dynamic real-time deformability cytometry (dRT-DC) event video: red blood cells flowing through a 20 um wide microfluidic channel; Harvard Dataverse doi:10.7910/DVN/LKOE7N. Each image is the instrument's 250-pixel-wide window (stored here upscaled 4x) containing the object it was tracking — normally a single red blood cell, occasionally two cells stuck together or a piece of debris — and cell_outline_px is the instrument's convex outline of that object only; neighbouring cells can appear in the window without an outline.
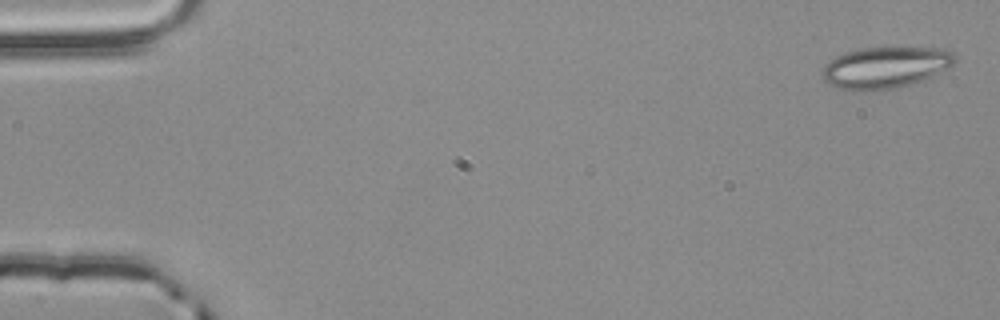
{"species": "common noctule bat (a hibernating species)", "species_latin": "Nyctalus noctula", "temperature_condition": "room temperature", "stored_images_in_passage": 5, "segment_of_instrument_passage": [1, 2], "camera_frame_rate_fps": 3000, "um_per_image_px": 0.085, "animal": {"sex": "male", "body_mass_g": 20.4}, "frame": {"image": 1, "passage_image": 1, "time_ms": 0.0, "image_size_px": [1000, 320], "cell_outline_px": [[956, 64], [924, 80], [900, 88], [856, 92], [836, 88], [828, 84], [824, 80], [824, 64], [836, 56], [848, 52], [864, 48], [940, 48], [956, 52]], "centroid_in_image_um": [75.29, 5.76], "position_along_channel_um": 9.7, "area_um2": 32.37}}
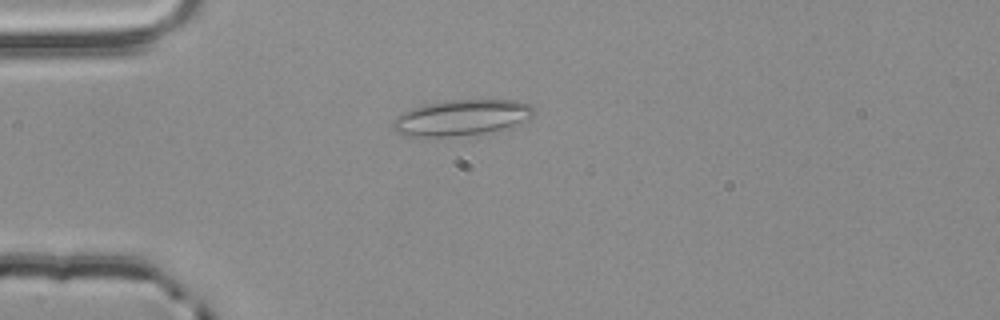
{"frame": {"image": 2, "passage_image": 4, "time_ms": 1.0, "image_size_px": [1000, 320], "cell_outline_px": [[532, 116], [512, 128], [484, 132], [452, 136], [404, 136], [396, 132], [392, 128], [392, 120], [396, 116], [412, 108], [424, 104], [452, 100], [516, 100], [532, 104]], "centroid_in_image_um": [39.22, 9.99], "position_along_channel_um": 45.8, "area_um2": 29.36}}